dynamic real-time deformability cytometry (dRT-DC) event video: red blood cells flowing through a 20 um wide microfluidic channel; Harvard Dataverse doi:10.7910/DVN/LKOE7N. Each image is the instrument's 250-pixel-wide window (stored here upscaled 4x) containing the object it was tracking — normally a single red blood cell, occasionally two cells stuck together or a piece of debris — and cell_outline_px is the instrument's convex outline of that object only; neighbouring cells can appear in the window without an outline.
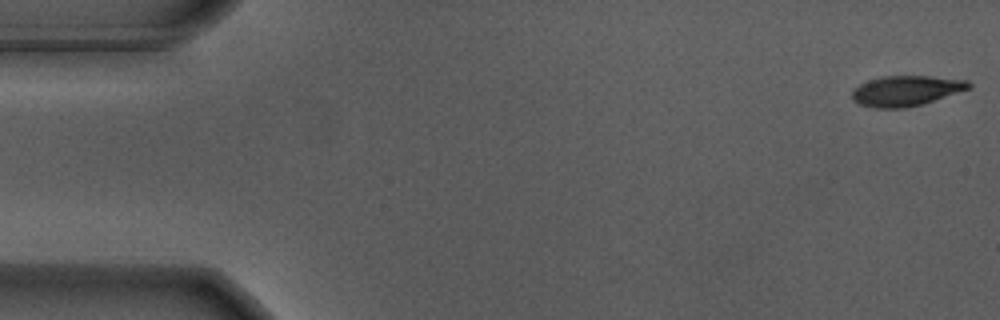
{"species": "Egyptian fruit bat (a non-hibernating species)", "species_latin": "Rousettus aegyptiacus", "temperature_condition": "warm", "stored_images_in_passage": 55, "camera_frame_rate_fps": 3000, "um_per_image_px": 0.085, "animal": {"sex": "male"}, "frame": {"image": 1, "passage_image": 1, "time_ms": 0.0, "image_size_px": [1000, 320], "cell_outline_px": [[972, 88], [920, 104], [904, 108], [876, 108], [860, 104], [852, 100], [852, 92], [860, 84], [868, 80], [880, 76], [928, 76], [968, 80], [972, 84]], "centroid_in_image_um": [77.02, 7.7], "position_along_channel_um": 8.0, "area_um2": 20.46}}
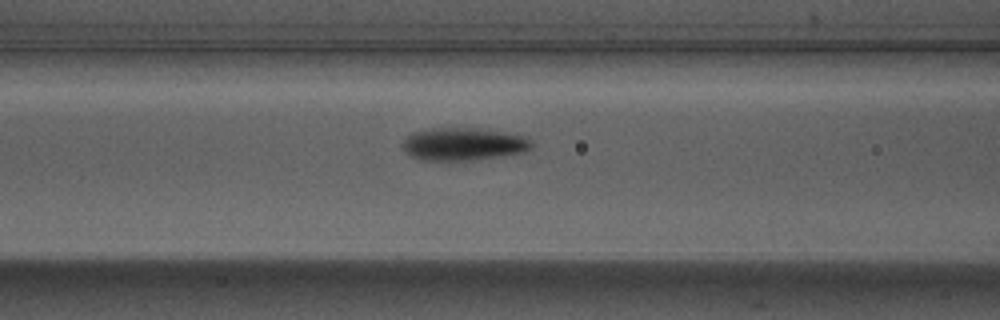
{"frame": {"image": 2, "passage_image": 22, "time_ms": 7.0, "image_size_px": [1000, 320], "cell_outline_px": [[532, 148], [524, 152], [504, 156], [468, 160], [420, 160], [412, 156], [404, 148], [404, 140], [412, 132], [428, 128], [488, 128], [524, 136], [532, 140]], "centroid_in_image_um": [39.45, 12.23], "position_along_channel_um": 127.1, "area_um2": 24.74}}
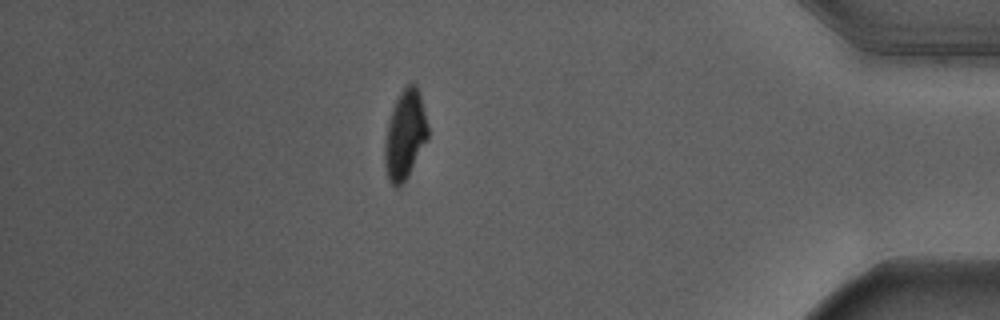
{"frame": {"image": 3, "passage_image": 48, "time_ms": 15.667, "image_size_px": [1000, 320], "cell_outline_px": [[428, 140], [408, 176], [400, 188], [396, 188], [388, 180], [384, 160], [384, 144], [388, 120], [392, 108], [400, 92], [408, 84], [416, 84], [420, 92], [428, 124]], "centroid_in_image_um": [34.43, 11.48], "position_along_channel_um": 400.8, "area_um2": 22.72}, "authors_computed_cell_mechanics": {"area_um2": 22.542, "velocity_mm_per_s": 3.6893, "shape_relaxation_time_tau1_ms": 2.4765, "shape_relaxation_time_tau2_ms": null, "deformation_change_tau1": 0.2049, "deformation_change_tau2": null}}